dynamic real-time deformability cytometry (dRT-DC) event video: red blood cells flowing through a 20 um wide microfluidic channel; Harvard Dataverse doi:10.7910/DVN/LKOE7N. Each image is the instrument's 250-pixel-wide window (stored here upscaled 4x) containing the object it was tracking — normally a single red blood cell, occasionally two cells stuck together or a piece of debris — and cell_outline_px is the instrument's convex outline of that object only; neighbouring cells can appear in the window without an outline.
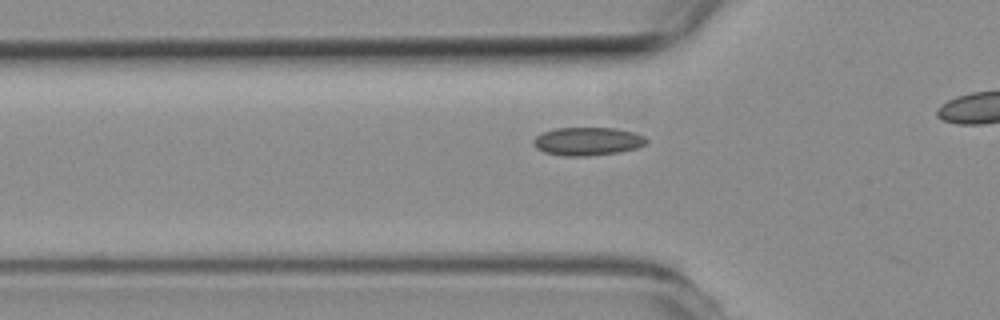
{"species": "common noctule bat (a hibernating species)", "species_latin": "Nyctalus noctula", "temperature_condition": "room temperature", "stored_images_in_passage": 8, "camera_frame_rate_fps": 3000, "um_per_image_px": 0.085, "animal": {"sex": "female", "body_mass_g": 19.3, "forearm_length_mm": 54.1}, "frame": {"image": 1, "passage_image": 7, "time_ms": 2.0, "image_size_px": [1000, 320], "cell_outline_px": [[648, 140], [644, 144], [636, 148], [620, 152], [588, 156], [560, 156], [544, 152], [536, 148], [532, 144], [532, 140], [536, 136], [544, 132], [556, 128], [616, 128], [632, 132], [644, 136]], "centroid_in_image_um": [49.91, 12.02], "position_along_channel_um": 75.9, "area_um2": 18.61}}